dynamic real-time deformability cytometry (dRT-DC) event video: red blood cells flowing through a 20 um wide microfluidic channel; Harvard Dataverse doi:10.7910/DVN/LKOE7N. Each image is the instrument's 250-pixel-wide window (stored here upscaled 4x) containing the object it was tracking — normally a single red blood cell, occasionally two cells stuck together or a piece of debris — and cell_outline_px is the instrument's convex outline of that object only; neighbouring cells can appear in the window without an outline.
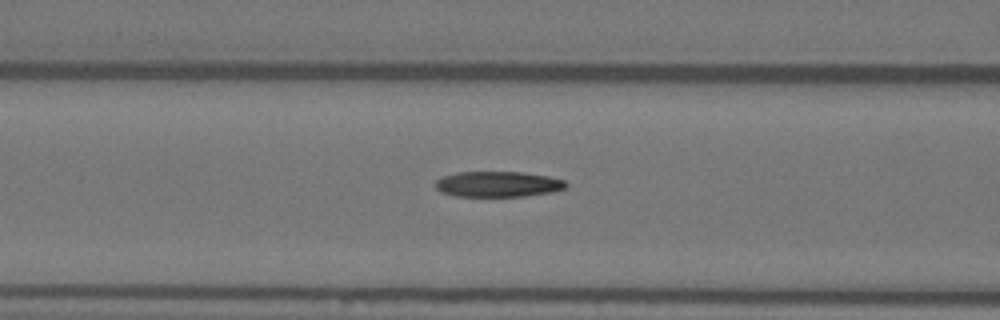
{"species": "Egyptian fruit bat (a non-hibernating species)", "species_latin": "Rousettus aegyptiacus", "temperature_condition": "warm", "stored_images_in_passage": 56, "camera_frame_rate_fps": 3000, "um_per_image_px": 0.085, "animal": {"sex": "female"}, "frame": {"image": 1, "passage_image": 23, "time_ms": 7.333, "image_size_px": [1000, 320], "cell_outline_px": [[568, 184], [564, 188], [552, 192], [524, 196], [456, 196], [440, 192], [436, 188], [436, 180], [444, 176], [456, 172], [520, 172], [548, 176], [564, 180]], "centroid_in_image_um": [42.32, 15.65], "position_along_channel_um": 124.3, "area_um2": 19.36}}
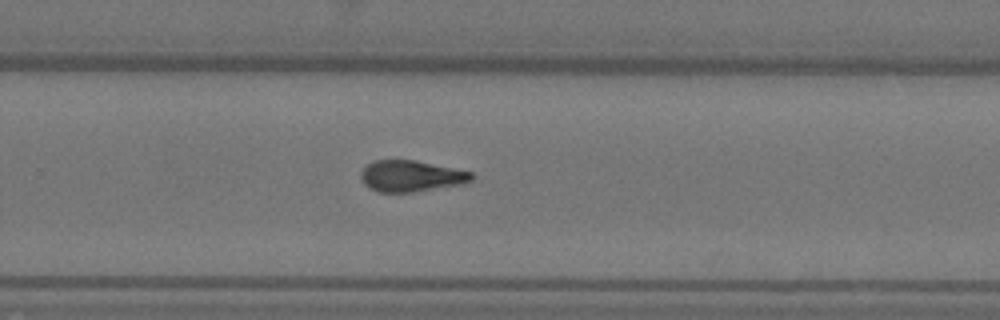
{"frame": {"image": 2, "passage_image": 37, "time_ms": 12.0, "image_size_px": [1000, 320], "cell_outline_px": [[476, 176], [472, 180], [460, 184], [412, 192], [376, 192], [368, 188], [364, 184], [360, 176], [360, 172], [368, 164], [376, 160], [416, 160], [472, 172]], "centroid_in_image_um": [34.92, 14.96], "position_along_channel_um": 294.9, "area_um2": 20.11}}
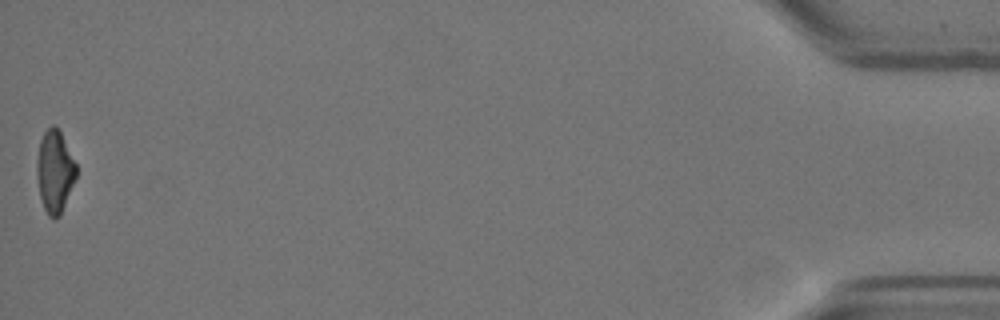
{"frame": {"image": 3, "passage_image": 56, "time_ms": 18.333, "image_size_px": [1000, 320], "cell_outline_px": [[76, 176], [60, 216], [56, 220], [52, 220], [48, 216], [44, 208], [40, 196], [36, 176], [36, 160], [40, 140], [44, 132], [52, 124], [60, 132], [76, 164]], "centroid_in_image_um": [4.63, 14.61], "position_along_channel_um": 430.6, "area_um2": 18.79}, "authors_computed_cell_mechanics": {"area_um2": 19.9699, "velocity_mm_per_s": 3.6723, "shape_relaxation_time_tau1_ms": null, "shape_relaxation_time_tau2_ms": 1.6175, "deformation_change_tau1": null, "deformation_change_tau2": 0.091}}